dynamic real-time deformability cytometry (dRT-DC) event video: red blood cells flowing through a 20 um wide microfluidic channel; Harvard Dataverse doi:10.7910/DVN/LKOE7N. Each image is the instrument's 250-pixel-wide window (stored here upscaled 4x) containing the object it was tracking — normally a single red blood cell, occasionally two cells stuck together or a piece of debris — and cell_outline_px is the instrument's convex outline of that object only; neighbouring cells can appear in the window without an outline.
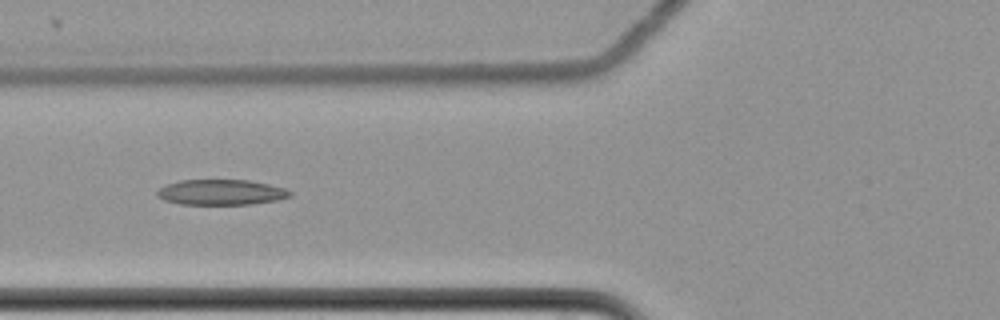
{"species": "common noctule bat (a hibernating species)", "species_latin": "Nyctalus noctula", "temperature_condition": "cold", "stored_images_in_passage": 4, "camera_frame_rate_fps": 3000, "um_per_image_px": 0.085, "animal": {"sex": "female", "body_mass_g": 22.7, "forearm_length_mm": 54.2}, "frame": {"image": 1, "passage_image": 3, "time_ms": 0.667, "image_size_px": [1000, 320], "cell_outline_px": [[292, 196], [276, 200], [248, 204], [180, 204], [164, 200], [156, 196], [156, 192], [164, 184], [180, 180], [248, 180], [268, 184], [284, 188], [292, 192]], "centroid_in_image_um": [18.75, 16.33], "position_along_channel_um": 107.0, "area_um2": 19.65}}
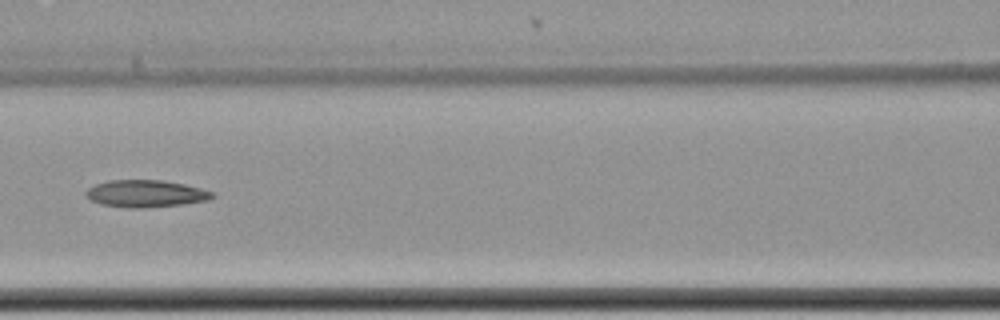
{"frame": {"image": 2, "passage_image": 4, "time_ms": 1.0, "image_size_px": [1000, 320], "cell_outline_px": [[216, 196], [208, 200], [184, 204], [140, 208], [128, 208], [100, 204], [92, 200], [84, 192], [88, 188], [96, 184], [108, 180], [164, 180], [184, 184], [216, 192]], "centroid_in_image_um": [12.42, 16.45], "position_along_channel_um": 154.2, "area_um2": 20.06}}